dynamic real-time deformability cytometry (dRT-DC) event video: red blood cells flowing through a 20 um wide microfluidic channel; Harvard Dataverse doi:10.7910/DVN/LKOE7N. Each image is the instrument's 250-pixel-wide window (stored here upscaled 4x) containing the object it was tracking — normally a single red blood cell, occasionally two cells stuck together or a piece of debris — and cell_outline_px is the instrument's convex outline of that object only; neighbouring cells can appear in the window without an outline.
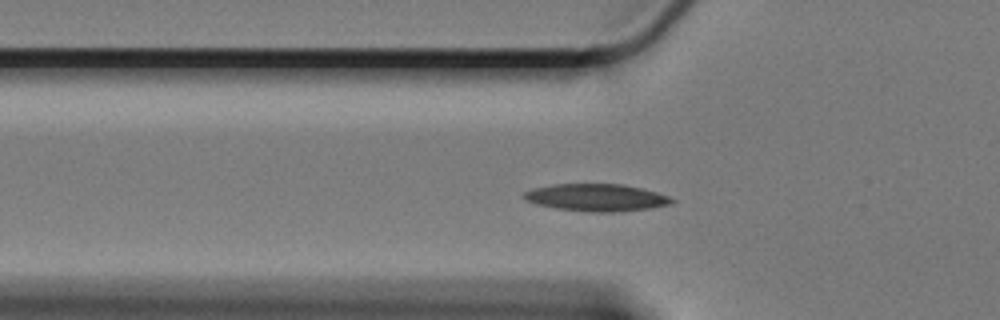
{"species": "Egyptian fruit bat (a non-hibernating species)", "species_latin": "Rousettus aegyptiacus", "temperature_condition": "cold", "stored_images_in_passage": 46, "camera_frame_rate_fps": 3000, "um_per_image_px": 0.085, "animal": {"sex": "female"}, "frame": {"image": 1, "passage_image": 5, "time_ms": 1.333, "image_size_px": [1000, 320], "cell_outline_px": [[676, 200], [672, 204], [652, 208], [620, 212], [592, 212], [556, 208], [536, 204], [524, 200], [524, 192], [532, 188], [552, 184], [624, 184], [656, 192], [668, 196]], "centroid_in_image_um": [50.71, 16.79], "position_along_channel_um": 75.1, "area_um2": 23.64}}
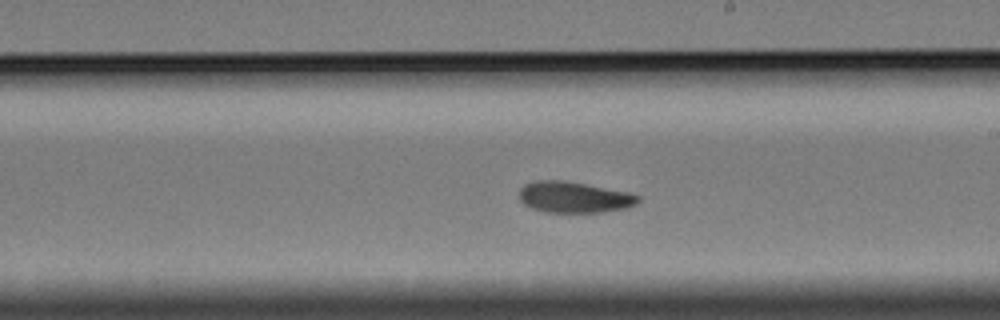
{"frame": {"image": 2, "passage_image": 20, "time_ms": 6.333, "image_size_px": [1000, 320], "cell_outline_px": [[640, 200], [636, 204], [628, 208], [604, 212], [544, 212], [532, 208], [524, 204], [520, 200], [520, 188], [524, 184], [536, 180], [560, 180], [584, 184], [628, 192], [640, 196]], "centroid_in_image_um": [48.8, 16.77], "position_along_channel_um": 240.2, "area_um2": 21.5}}
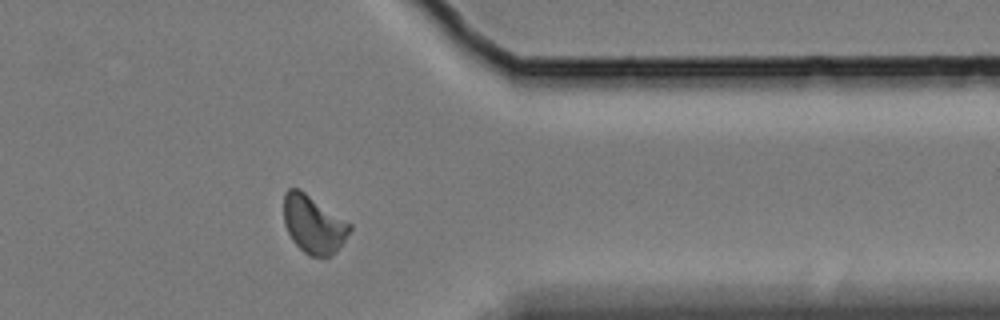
{"frame": {"image": 3, "passage_image": 34, "time_ms": 11.0, "image_size_px": [1000, 320], "cell_outline_px": [[352, 228], [336, 252], [324, 260], [308, 256], [292, 240], [284, 224], [284, 192], [288, 188], [300, 188], [352, 224]], "centroid_in_image_um": [26.65, 19.09], "position_along_channel_um": 384.8, "area_um2": 22.66}, "authors_computed_cell_mechanics": {"area_um2": 21.8773, "velocity_mm_per_s": 3.2904, "shape_relaxation_time_tau1_ms": 5.1723, "shape_relaxation_time_tau2_ms": 6.6996, "deformation_change_tau1": 0.1294, "deformation_change_tau2": 0.1097}}